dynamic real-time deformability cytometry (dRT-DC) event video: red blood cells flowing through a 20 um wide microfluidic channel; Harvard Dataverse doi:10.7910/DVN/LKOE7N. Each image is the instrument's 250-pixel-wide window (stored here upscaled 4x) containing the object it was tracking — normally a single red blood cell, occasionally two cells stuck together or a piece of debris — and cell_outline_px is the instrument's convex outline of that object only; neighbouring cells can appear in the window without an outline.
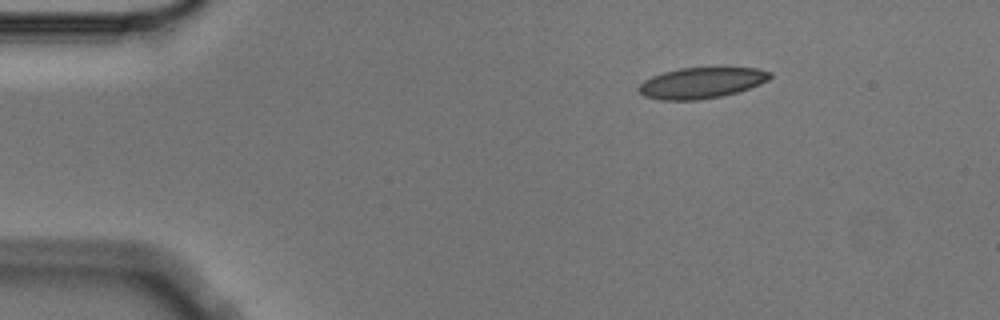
{"species": "Egyptian fruit bat (a non-hibernating species)", "species_latin": "Rousettus aegyptiacus", "temperature_condition": "cold", "stored_images_in_passage": 3, "camera_frame_rate_fps": 3000, "um_per_image_px": 0.085, "animal": {"sex": "male"}, "frame": {"image": 1, "passage_image": 1, "time_ms": 0.0, "image_size_px": [1000, 320], "cell_outline_px": [[772, 76], [768, 80], [760, 84], [724, 96], [700, 100], [660, 100], [644, 96], [636, 88], [644, 80], [652, 76], [664, 72], [680, 68], [756, 68], [772, 72]], "centroid_in_image_um": [59.61, 7.05], "position_along_channel_um": 25.4, "area_um2": 23.64}}